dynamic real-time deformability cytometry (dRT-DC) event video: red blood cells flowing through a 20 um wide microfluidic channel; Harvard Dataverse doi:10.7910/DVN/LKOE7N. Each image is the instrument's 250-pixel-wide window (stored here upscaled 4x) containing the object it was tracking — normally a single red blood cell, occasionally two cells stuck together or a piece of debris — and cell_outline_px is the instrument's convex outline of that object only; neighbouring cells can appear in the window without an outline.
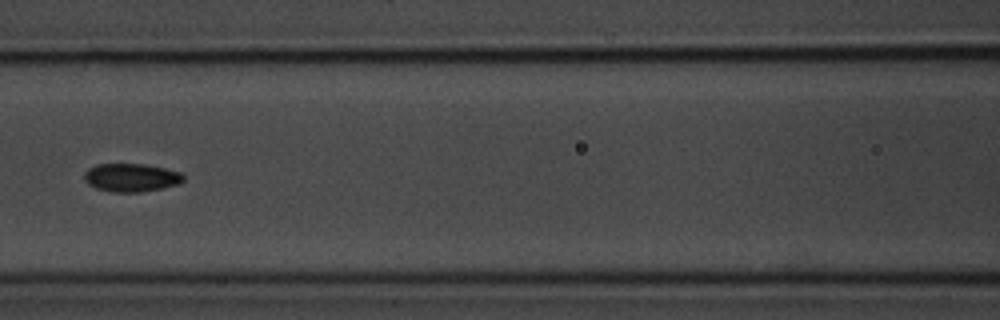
{"species": "common noctule bat (a hibernating species)", "species_latin": "Nyctalus noctula", "temperature_condition": "room temperature", "stored_images_in_passage": 12, "camera_frame_rate_fps": 3000, "um_per_image_px": 0.085, "animal": {"sex": "male", "body_mass_g": 20.1, "forearm_length_mm": 53.5}, "frame": {"image": 1, "passage_image": 4, "time_ms": 4.333, "image_size_px": [1000, 320], "cell_outline_px": [[184, 180], [176, 184], [160, 188], [140, 192], [108, 192], [96, 188], [88, 184], [84, 180], [84, 172], [88, 168], [96, 164], [144, 164], [164, 168], [180, 172], [184, 176]], "centroid_in_image_um": [11.1, 15.09], "position_along_channel_um": 155.5, "area_um2": 16.3}}
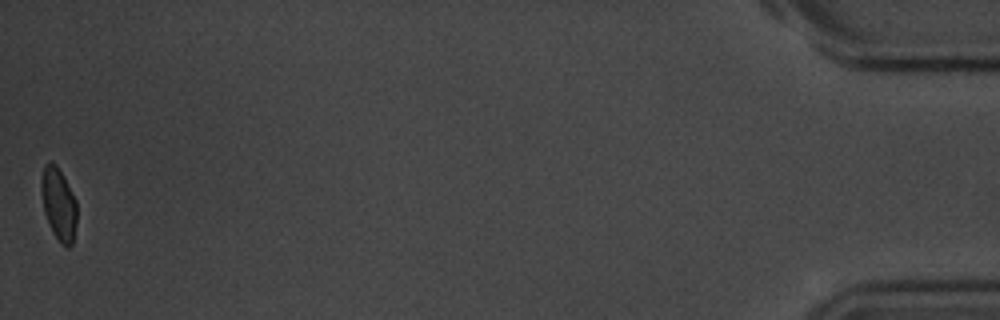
{"frame": {"image": 2, "passage_image": 12, "time_ms": 14.333, "image_size_px": [1000, 320], "cell_outline_px": [[76, 224], [72, 244], [68, 248], [52, 232], [48, 224], [44, 212], [40, 188], [40, 184], [44, 164], [56, 164], [64, 176], [76, 200]], "centroid_in_image_um": [4.97, 17.33], "position_along_channel_um": 430.2, "area_um2": 14.91}, "authors_computed_cell_mechanics": {"area_um2": 15.6349, "velocity_mm_per_s": 3.7063, "shape_relaxation_time_tau1_ms": 2.3268, "shape_relaxation_time_tau2_ms": null, "deformation_change_tau1": 0.0863, "deformation_change_tau2": null}}